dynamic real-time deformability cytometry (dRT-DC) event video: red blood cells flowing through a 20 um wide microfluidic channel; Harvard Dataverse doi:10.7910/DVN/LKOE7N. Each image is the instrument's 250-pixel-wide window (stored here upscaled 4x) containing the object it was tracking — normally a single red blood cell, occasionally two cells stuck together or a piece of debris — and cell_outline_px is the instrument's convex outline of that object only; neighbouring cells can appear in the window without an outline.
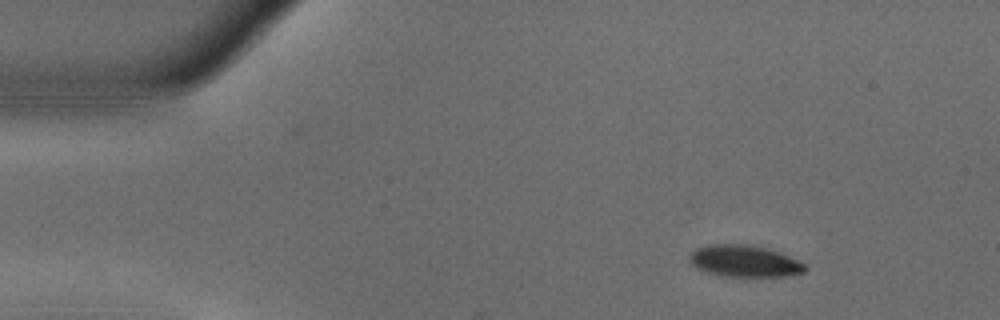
{"species": "common noctule bat (a hibernating species)", "species_latin": "Nyctalus noctula", "temperature_condition": "warm", "stored_images_in_passage": 48, "camera_frame_rate_fps": 3000, "um_per_image_px": 0.085, "animal": {"sex": "male", "body_mass_g": 18.8}, "frame": {"image": 1, "passage_image": 1, "time_ms": 0.0, "image_size_px": [1000, 320], "cell_outline_px": [[808, 268], [804, 272], [788, 276], [724, 276], [708, 272], [696, 268], [688, 260], [688, 256], [696, 248], [708, 244], [748, 244], [768, 248], [780, 252], [804, 264]], "centroid_in_image_um": [63.26, 22.18], "position_along_channel_um": 21.7, "area_um2": 21.39}}
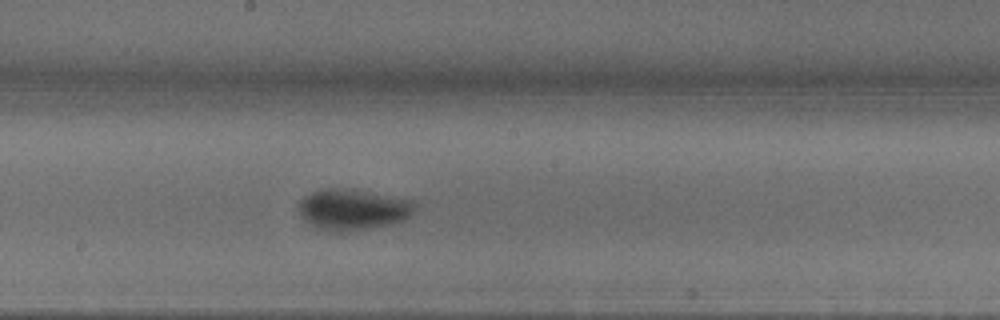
{"frame": {"image": 2, "passage_image": 23, "time_ms": 7.333, "image_size_px": [1000, 320], "cell_outline_px": [[412, 216], [404, 220], [392, 224], [356, 232], [328, 232], [316, 228], [308, 224], [300, 216], [300, 200], [304, 196], [312, 192], [324, 188], [352, 188], [412, 200]], "centroid_in_image_um": [29.96, 17.83], "position_along_channel_um": 218.2, "area_um2": 28.26}}
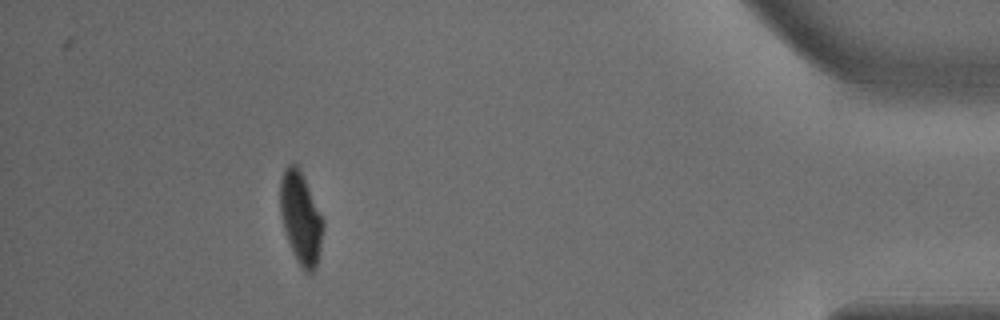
{"frame": {"image": 3, "passage_image": 43, "time_ms": 14.0, "image_size_px": [1000, 320], "cell_outline_px": [[324, 228], [316, 268], [312, 272], [304, 272], [296, 260], [288, 240], [284, 228], [280, 212], [280, 180], [284, 168], [288, 164], [296, 164], [324, 220]], "centroid_in_image_um": [25.56, 18.56], "position_along_channel_um": 409.6, "area_um2": 22.66}, "authors_computed_cell_mechanics": {"area_um2": 25.0852, "velocity_mm_per_s": 3.7158, "shape_relaxation_time_tau1_ms": 3.2345, "shape_relaxation_time_tau2_ms": null, "deformation_change_tau1": 0.1948, "deformation_change_tau2": null}}